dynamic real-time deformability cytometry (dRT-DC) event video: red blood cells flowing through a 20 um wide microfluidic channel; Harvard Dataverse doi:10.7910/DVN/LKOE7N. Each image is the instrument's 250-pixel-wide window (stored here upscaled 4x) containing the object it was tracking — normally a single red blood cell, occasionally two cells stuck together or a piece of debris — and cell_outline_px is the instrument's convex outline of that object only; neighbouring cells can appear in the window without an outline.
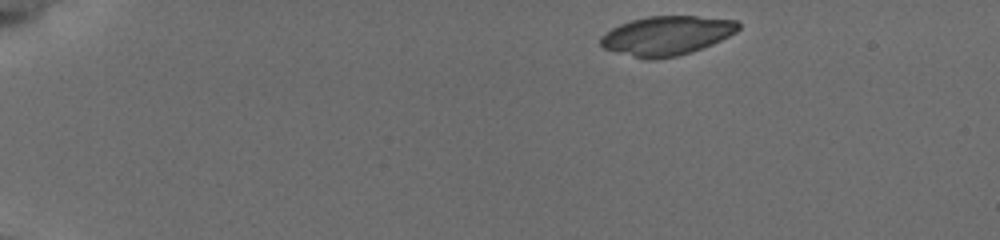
{"species": "common noctule bat (a hibernating species)", "species_latin": "Nyctalus noctula", "temperature_condition": "cold", "stored_images_in_passage": 4, "camera_frame_rate_fps": 3000, "um_per_image_px": 0.085, "animal": {"sex": "female", "body_mass_g": 19.5, "forearm_length_mm": 54.1}, "frame": {"image": 1, "passage_image": 1, "time_ms": 0.0, "image_size_px": [1000, 240], "cell_outline_px": [[740, 28], [736, 32], [712, 44], [676, 56], [652, 60], [648, 60], [604, 48], [600, 44], [600, 36], [612, 28], [620, 24], [632, 20], [648, 16], [696, 16], [736, 20], [740, 24]], "centroid_in_image_um": [56.66, 3.02], "position_along_channel_um": 28.3, "area_um2": 31.1}}